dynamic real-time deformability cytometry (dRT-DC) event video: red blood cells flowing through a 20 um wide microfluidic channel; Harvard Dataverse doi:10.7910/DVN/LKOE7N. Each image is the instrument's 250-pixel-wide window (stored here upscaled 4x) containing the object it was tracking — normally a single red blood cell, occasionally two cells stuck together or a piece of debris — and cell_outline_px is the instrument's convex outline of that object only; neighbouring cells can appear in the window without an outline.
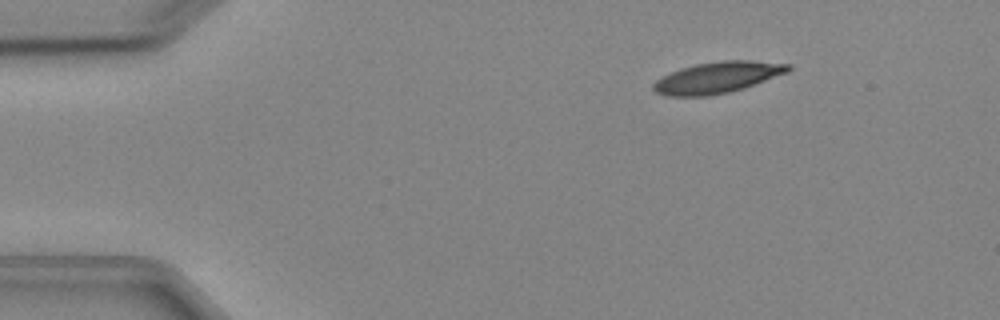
{"species": "Egyptian fruit bat (a non-hibernating species)", "species_latin": "Rousettus aegyptiacus", "temperature_condition": "cold", "stored_images_in_passage": 5, "camera_frame_rate_fps": 3000, "um_per_image_px": 0.085, "animal": {"sex": "female"}, "frame": {"image": 1, "passage_image": 3, "time_ms": 2.333, "image_size_px": [1000, 320], "cell_outline_px": [[792, 68], [788, 72], [744, 88], [728, 92], [708, 96], [664, 96], [656, 92], [652, 88], [652, 84], [656, 80], [680, 68], [696, 64], [724, 60], [748, 60], [792, 64]], "centroid_in_image_um": [60.99, 6.58], "position_along_channel_um": 24.0, "area_um2": 24.51}}